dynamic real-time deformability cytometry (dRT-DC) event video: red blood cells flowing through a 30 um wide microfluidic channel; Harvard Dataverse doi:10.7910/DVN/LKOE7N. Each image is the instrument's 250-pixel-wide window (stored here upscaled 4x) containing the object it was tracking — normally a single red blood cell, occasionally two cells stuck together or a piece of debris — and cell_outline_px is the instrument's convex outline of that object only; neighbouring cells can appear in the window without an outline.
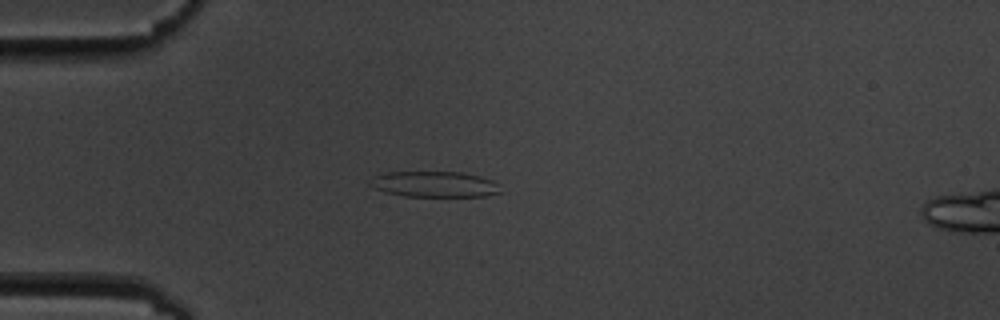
{"species": "common noctule bat (a hibernating species)", "species_latin": "Nyctalus noctula", "temperature_condition": "cold", "stored_images_in_passage": 2, "camera_frame_rate_fps": 3000, "um_per_image_px": 0.085, "animal": {"sex": "male", "body_mass_g": 19.5, "forearm_length_mm": 54.6}, "frame": {"image": 1, "passage_image": 2, "time_ms": 2.0, "image_size_px": [1000, 320], "cell_outline_px": [[504, 192], [488, 196], [404, 196], [384, 192], [368, 184], [368, 180], [372, 176], [380, 172], [460, 172], [480, 176], [492, 180]], "centroid_in_image_um": [36.89, 15.65], "position_along_channel_um": 48.1, "area_um2": 19.83}}